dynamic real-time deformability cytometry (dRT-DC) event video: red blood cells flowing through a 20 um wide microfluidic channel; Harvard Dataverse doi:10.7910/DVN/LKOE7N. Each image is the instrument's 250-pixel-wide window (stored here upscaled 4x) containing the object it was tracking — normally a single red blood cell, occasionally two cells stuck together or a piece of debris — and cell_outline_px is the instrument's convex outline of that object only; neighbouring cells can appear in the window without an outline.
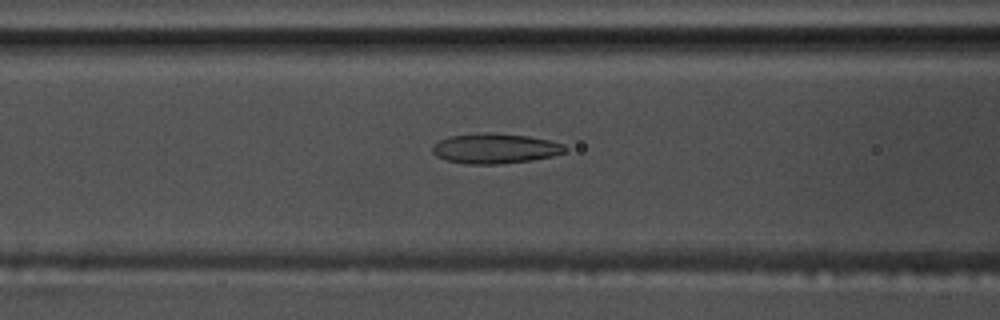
{"species": "common noctule bat (a hibernating species)", "species_latin": "Nyctalus noctula", "temperature_condition": "warm", "stored_images_in_passage": 38, "camera_frame_rate_fps": 3000, "um_per_image_px": 0.085, "animal": {"sex": "male", "body_mass_g": 17.5, "forearm_length_mm": 52.3}, "frame": {"image": 1, "passage_image": 5, "time_ms": 1.333, "image_size_px": [1000, 320], "cell_outline_px": [[568, 148], [564, 152], [552, 156], [532, 160], [500, 164], [468, 164], [448, 160], [436, 156], [432, 152], [432, 144], [448, 136], [484, 132], [488, 132], [528, 136], [548, 140], [564, 144]], "centroid_in_image_um": [42.07, 12.61], "position_along_channel_um": 124.5, "area_um2": 23.29}}
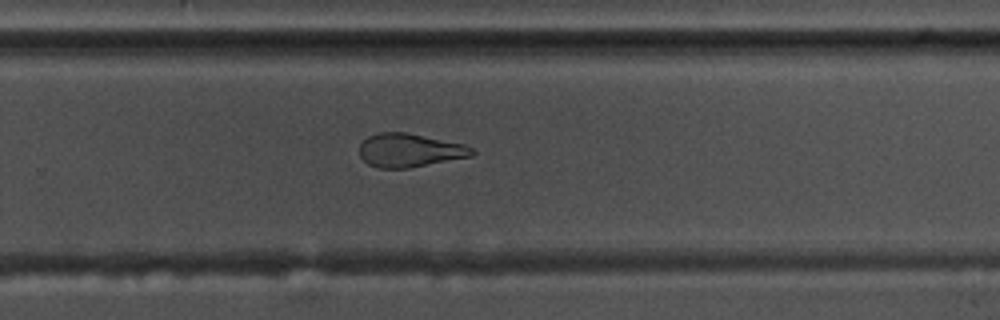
{"frame": {"image": 2, "passage_image": 19, "time_ms": 6.0, "image_size_px": [1000, 320], "cell_outline_px": [[476, 152], [472, 156], [408, 168], [380, 168], [368, 164], [360, 156], [360, 144], [368, 136], [376, 132], [408, 132], [464, 144], [472, 148]], "centroid_in_image_um": [34.81, 12.76], "position_along_channel_um": 295.0, "area_um2": 22.02}}
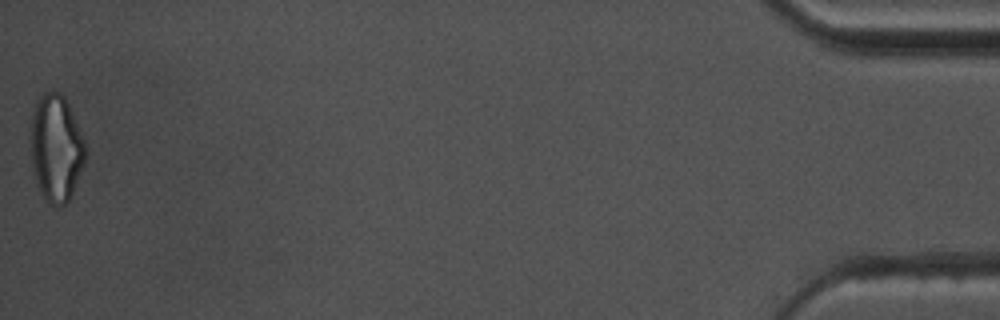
{"frame": {"image": 3, "passage_image": 38, "time_ms": 12.333, "image_size_px": [1000, 320], "cell_outline_px": [[88, 152], [84, 164], [72, 192], [68, 200], [64, 204], [56, 208], [44, 196], [36, 184], [32, 172], [28, 140], [28, 120], [36, 100], [44, 92], [60, 92], [64, 96], [68, 104], [84, 140]], "centroid_in_image_um": [4.7, 12.55], "position_along_channel_um": 430.5, "area_um2": 35.08}}